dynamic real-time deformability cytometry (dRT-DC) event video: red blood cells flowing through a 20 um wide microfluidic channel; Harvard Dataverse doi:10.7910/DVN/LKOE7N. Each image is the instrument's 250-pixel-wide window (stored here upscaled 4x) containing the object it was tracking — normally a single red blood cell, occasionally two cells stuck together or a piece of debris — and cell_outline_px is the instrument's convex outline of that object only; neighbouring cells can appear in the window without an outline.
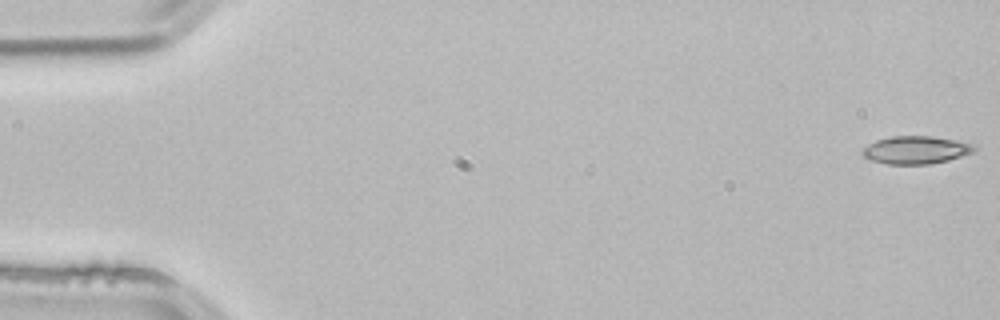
{"species": "common noctule bat (a hibernating species)", "species_latin": "Nyctalus noctula", "temperature_condition": "room temperature", "stored_images_in_passage": 4, "camera_frame_rate_fps": 3000, "um_per_image_px": 0.085, "animal": {"sex": "male", "body_mass_g": 21.5, "forearm_length_mm": 52.0}, "frame": {"image": 1, "passage_image": 1, "time_ms": 0.0, "image_size_px": [1000, 320], "cell_outline_px": [[976, 148], [972, 152], [948, 160], [932, 164], [888, 164], [872, 160], [860, 156], [860, 152], [868, 144], [876, 140], [892, 136], [932, 136], [972, 144]], "centroid_in_image_um": [77.78, 12.75], "position_along_channel_um": 7.2, "area_um2": 17.98}}